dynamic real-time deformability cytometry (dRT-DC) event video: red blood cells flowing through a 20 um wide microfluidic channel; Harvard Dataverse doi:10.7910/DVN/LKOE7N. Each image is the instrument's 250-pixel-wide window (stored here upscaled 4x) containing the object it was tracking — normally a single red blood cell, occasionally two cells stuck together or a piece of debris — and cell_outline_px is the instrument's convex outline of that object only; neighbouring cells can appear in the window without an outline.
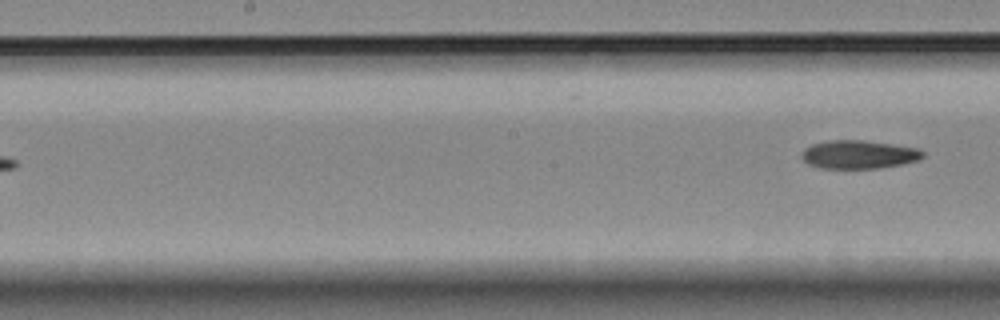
{"species": "Egyptian fruit bat (a non-hibernating species)", "species_latin": "Rousettus aegyptiacus", "temperature_condition": "room temperature", "stored_images_in_passage": 8, "segment_of_instrument_passage": [2, 2], "camera_frame_rate_fps": 3000, "um_per_image_px": 0.085, "animal": {"sex": "female"}, "frame": {"image": 1, "passage_image": 8, "time_ms": 9.0, "image_size_px": [1000, 320], "cell_outline_px": [[924, 156], [920, 160], [880, 168], [820, 168], [808, 164], [800, 156], [800, 152], [804, 148], [812, 144], [828, 140], [864, 140], [920, 148], [924, 152]], "centroid_in_image_um": [72.99, 13.12], "position_along_channel_um": 175.2, "area_um2": 20.23}}